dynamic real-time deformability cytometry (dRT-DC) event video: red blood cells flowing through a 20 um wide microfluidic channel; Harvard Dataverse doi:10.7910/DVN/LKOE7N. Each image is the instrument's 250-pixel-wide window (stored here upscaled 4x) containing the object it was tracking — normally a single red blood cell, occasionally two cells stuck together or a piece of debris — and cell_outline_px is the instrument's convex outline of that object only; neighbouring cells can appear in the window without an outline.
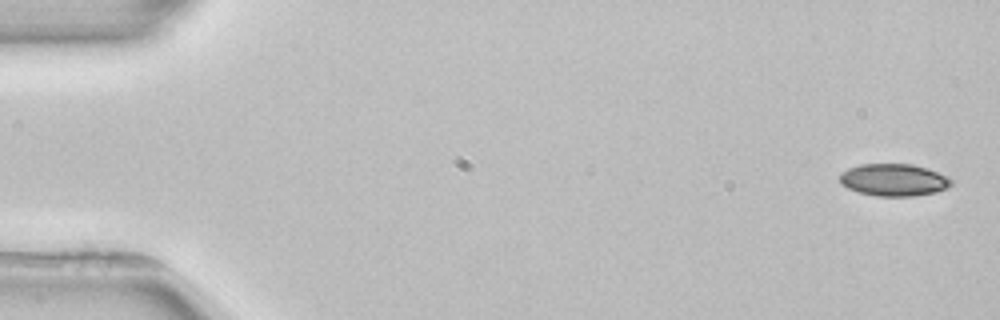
{"species": "common noctule bat (a hibernating species)", "species_latin": "Nyctalus noctula", "temperature_condition": "room temperature", "stored_images_in_passage": 4, "camera_frame_rate_fps": 3000, "um_per_image_px": 0.085, "animal": {"sex": "female", "body_mass_g": 22.7, "forearm_length_mm": 54.2}, "frame": {"image": 1, "passage_image": 1, "time_ms": 0.0, "image_size_px": [1000, 320], "cell_outline_px": [[952, 184], [948, 188], [936, 192], [912, 196], [876, 196], [860, 192], [848, 188], [840, 184], [840, 172], [848, 168], [860, 164], [912, 164], [928, 168], [952, 180]], "centroid_in_image_um": [75.95, 15.29], "position_along_channel_um": 9.1, "area_um2": 20.92}}
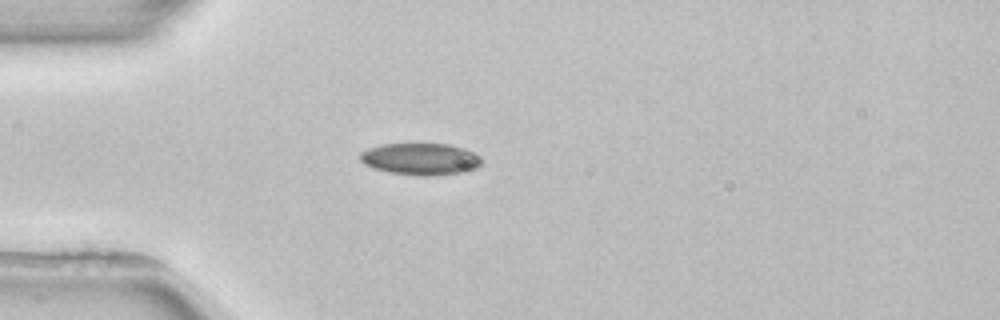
{"frame": {"image": 2, "passage_image": 4, "time_ms": 4.333, "image_size_px": [1000, 320], "cell_outline_px": [[480, 164], [476, 168], [460, 172], [428, 176], [424, 176], [388, 172], [364, 164], [360, 160], [360, 152], [368, 148], [384, 144], [448, 144], [464, 148], [480, 156]], "centroid_in_image_um": [35.72, 13.51], "position_along_channel_um": 49.3, "area_um2": 22.25}}